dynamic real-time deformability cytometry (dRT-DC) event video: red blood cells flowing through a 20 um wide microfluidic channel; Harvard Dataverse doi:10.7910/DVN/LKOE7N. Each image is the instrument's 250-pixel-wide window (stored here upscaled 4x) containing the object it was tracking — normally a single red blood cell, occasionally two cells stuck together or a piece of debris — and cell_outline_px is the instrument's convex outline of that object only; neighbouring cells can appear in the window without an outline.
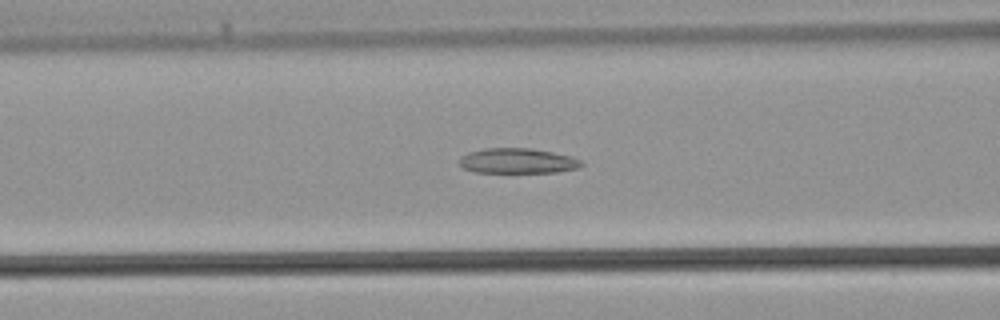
{"species": "common noctule bat (a hibernating species)", "species_latin": "Nyctalus noctula", "temperature_condition": "warm", "stored_images_in_passage": 35, "camera_frame_rate_fps": 3000, "um_per_image_px": 0.085, "animal": {"sex": "male", "body_mass_g": 21.5, "forearm_length_mm": 52.0}, "frame": {"image": 1, "passage_image": 10, "time_ms": 3.0, "image_size_px": [1000, 320], "cell_outline_px": [[584, 164], [580, 168], [556, 172], [476, 172], [464, 168], [460, 164], [460, 156], [468, 152], [484, 148], [532, 148], [552, 152], [568, 156], [580, 160]], "centroid_in_image_um": [43.99, 13.67], "position_along_channel_um": 122.6, "area_um2": 17.8}}
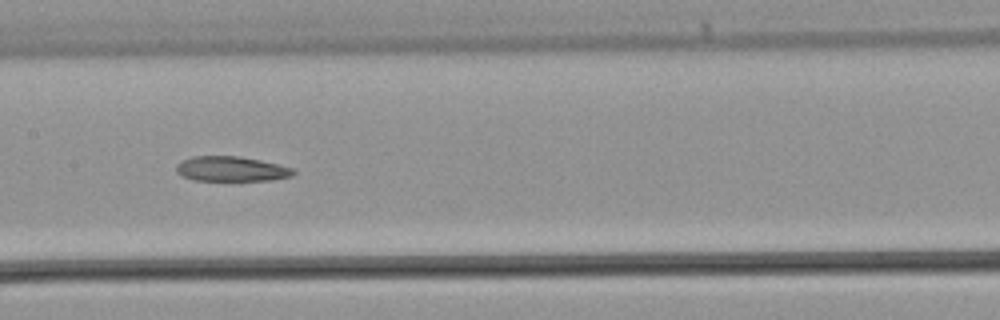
{"frame": {"image": 2, "passage_image": 14, "time_ms": 4.333, "image_size_px": [1000, 320], "cell_outline_px": [[296, 172], [292, 176], [272, 180], [192, 180], [176, 172], [176, 164], [192, 156], [240, 156], [260, 160], [292, 168]], "centroid_in_image_um": [19.65, 14.35], "position_along_channel_um": 187.7, "area_um2": 16.88}}
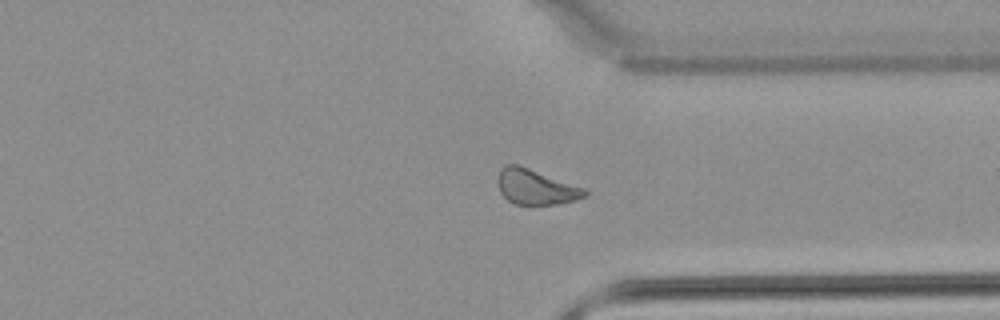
{"frame": {"image": 3, "passage_image": 25, "time_ms": 8.0, "image_size_px": [1000, 320], "cell_outline_px": [[588, 196], [576, 200], [556, 204], [512, 204], [500, 192], [500, 168], [504, 164], [516, 164], [528, 168], [584, 188], [588, 192]], "centroid_in_image_um": [45.57, 15.9], "position_along_channel_um": 365.8, "area_um2": 17.46}}